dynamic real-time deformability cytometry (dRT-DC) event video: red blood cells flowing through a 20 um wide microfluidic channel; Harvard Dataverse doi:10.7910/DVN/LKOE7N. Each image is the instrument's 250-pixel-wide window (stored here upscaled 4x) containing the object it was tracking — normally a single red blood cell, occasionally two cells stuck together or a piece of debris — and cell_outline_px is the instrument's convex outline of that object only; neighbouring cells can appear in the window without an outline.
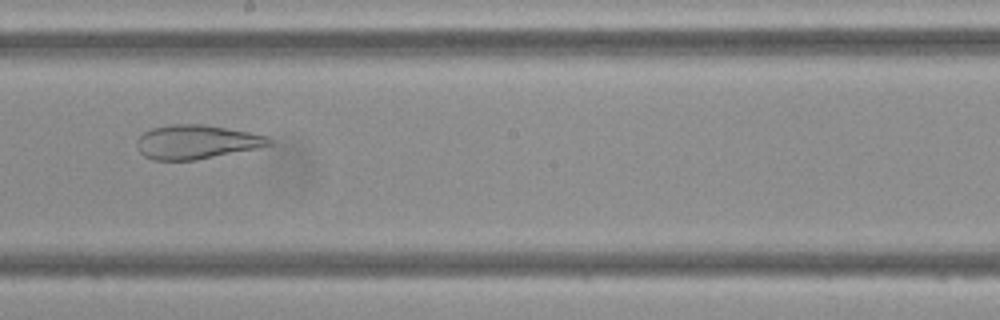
{"species": "Egyptian fruit bat (a non-hibernating species)", "species_latin": "Rousettus aegyptiacus", "temperature_condition": "cold", "stored_images_in_passage": 40, "camera_frame_rate_fps": 3000, "um_per_image_px": 0.085, "frame": {"image": 1, "passage_image": 19, "time_ms": 6.0, "image_size_px": [1000, 320], "cell_outline_px": [[272, 144], [260, 148], [196, 160], [152, 160], [144, 156], [136, 148], [136, 140], [144, 132], [152, 128], [168, 124], [204, 124], [248, 132], [264, 136], [272, 140]], "centroid_in_image_um": [16.66, 12.07], "position_along_channel_um": 231.5, "area_um2": 26.3}}
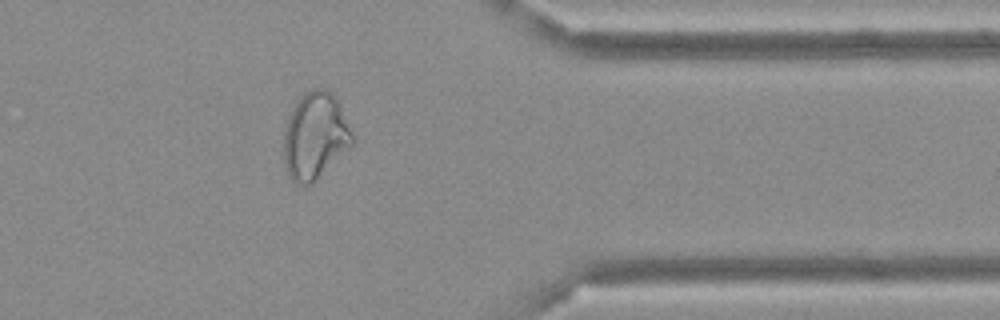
{"frame": {"image": 2, "passage_image": 31, "time_ms": 10.0, "image_size_px": [1000, 320], "cell_outline_px": [[352, 144], [312, 184], [296, 184], [288, 176], [284, 164], [284, 132], [288, 120], [296, 104], [312, 88], [324, 88], [340, 104], [352, 132]], "centroid_in_image_um": [26.77, 11.6], "position_along_channel_um": 384.6, "area_um2": 33.81}}
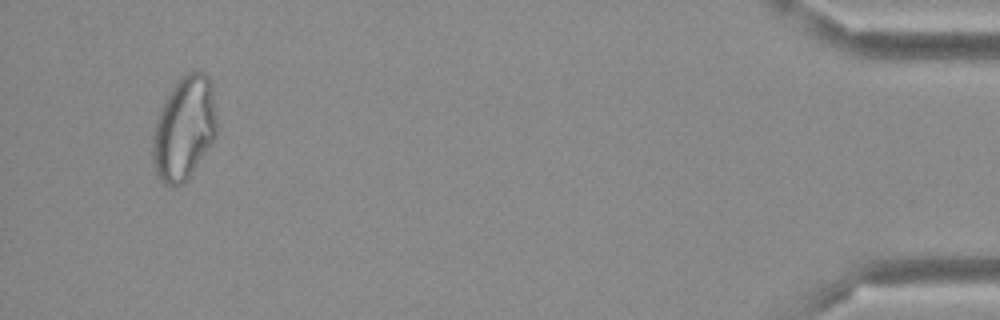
{"frame": {"image": 3, "passage_image": 38, "time_ms": 12.333, "image_size_px": [1000, 320], "cell_outline_px": [[216, 132], [212, 140], [188, 180], [172, 188], [164, 184], [156, 176], [152, 156], [152, 136], [156, 120], [160, 108], [168, 92], [176, 80], [188, 72], [204, 72], [208, 76], [212, 84], [216, 116]], "centroid_in_image_um": [15.62, 10.91], "position_along_channel_um": 419.6, "area_um2": 38.9}}